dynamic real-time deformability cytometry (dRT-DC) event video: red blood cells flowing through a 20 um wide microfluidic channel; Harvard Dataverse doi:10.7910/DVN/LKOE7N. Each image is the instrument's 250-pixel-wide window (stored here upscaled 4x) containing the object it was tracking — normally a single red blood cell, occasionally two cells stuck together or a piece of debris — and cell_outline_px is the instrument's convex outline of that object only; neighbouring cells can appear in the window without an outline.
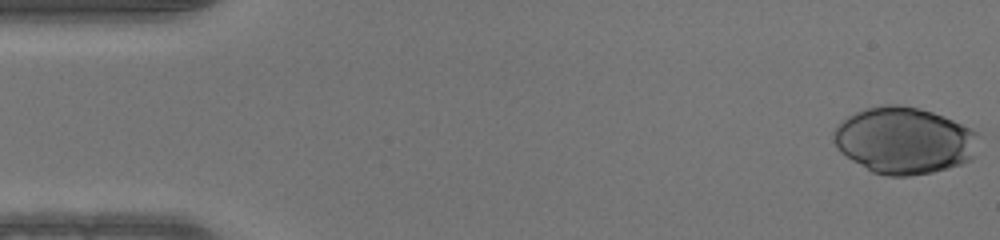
{"species": "human", "species_latin": "Homo sapiens", "temperature_condition": "warm", "stored_images_in_passage": 50, "camera_frame_rate_fps": 3000, "um_per_image_px": 0.085, "donor": {"sex": "male"}, "frame": {"image": 1, "passage_image": 1, "time_ms": 0.0, "image_size_px": [1000, 240], "cell_outline_px": [[976, 156], [972, 160], [948, 168], [932, 172], [908, 176], [888, 176], [872, 172], [852, 160], [840, 152], [832, 136], [832, 132], [848, 116], [864, 108], [880, 104], [900, 104], [920, 108], [944, 116], [972, 128], [976, 132]], "centroid_in_image_um": [76.86, 11.93], "position_along_channel_um": 8.1, "area_um2": 56.47}}
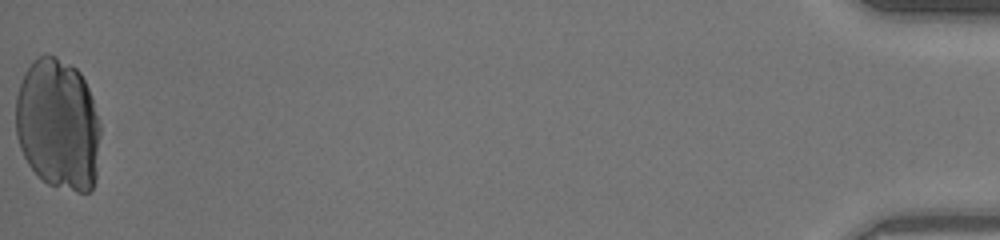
{"frame": {"image": 2, "passage_image": 50, "time_ms": 16.333, "image_size_px": [1000, 240], "cell_outline_px": [[100, 136], [96, 180], [92, 188], [88, 192], [76, 192], [48, 184], [28, 164], [20, 148], [16, 136], [16, 96], [24, 72], [40, 56], [52, 56], [76, 68], [80, 72], [88, 88], [100, 124]], "centroid_in_image_um": [4.94, 10.62], "position_along_channel_um": 430.3, "area_um2": 64.62}}